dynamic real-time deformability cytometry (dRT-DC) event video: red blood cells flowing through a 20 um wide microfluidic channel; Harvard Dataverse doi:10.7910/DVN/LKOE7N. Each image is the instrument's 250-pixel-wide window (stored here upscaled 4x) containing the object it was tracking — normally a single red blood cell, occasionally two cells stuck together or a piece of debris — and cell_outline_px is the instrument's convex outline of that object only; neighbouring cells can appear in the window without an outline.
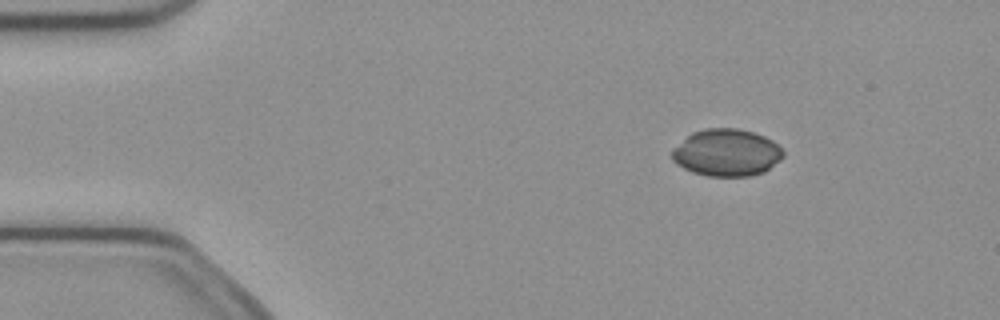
{"species": "common noctule bat (a hibernating species)", "species_latin": "Nyctalus noctula", "temperature_condition": "cold", "stored_images_in_passage": 52, "camera_frame_rate_fps": 3000, "um_per_image_px": 0.085, "animal": {"sex": "female", "body_mass_g": 21.9}, "frame": {"image": 1, "passage_image": 8, "time_ms": 2.333, "image_size_px": [1000, 320], "cell_outline_px": [[784, 156], [780, 160], [764, 172], [748, 176], [708, 176], [692, 172], [676, 164], [672, 160], [672, 148], [692, 132], [704, 128], [736, 128], [752, 132], [764, 136], [772, 140], [784, 152]], "centroid_in_image_um": [61.74, 12.97], "position_along_channel_um": 23.3, "area_um2": 30.58}}
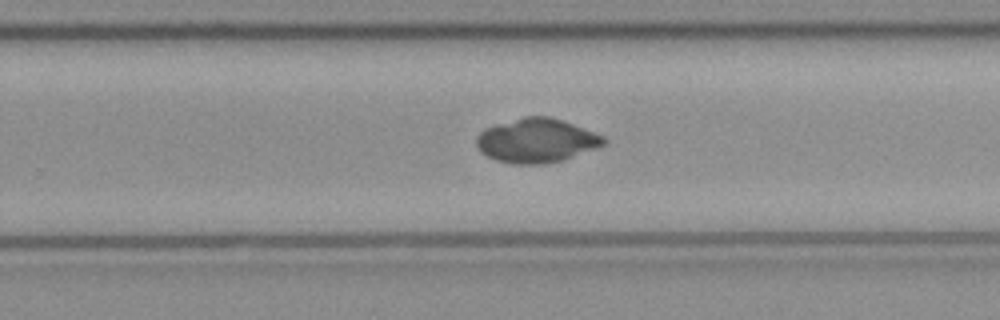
{"frame": {"image": 2, "passage_image": 33, "time_ms": 10.667, "image_size_px": [1000, 320], "cell_outline_px": [[608, 144], [564, 160], [544, 164], [512, 164], [496, 160], [480, 152], [476, 144], [476, 136], [480, 132], [488, 128], [524, 116], [548, 116], [564, 120], [604, 136], [608, 140]], "centroid_in_image_um": [45.65, 11.96], "position_along_channel_um": 284.1, "area_um2": 32.83}}
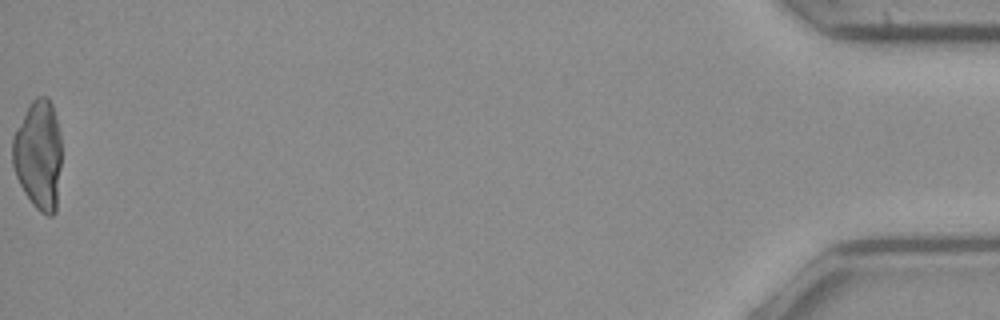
{"frame": {"image": 3, "passage_image": 52, "time_ms": 17.0, "image_size_px": [1000, 320], "cell_outline_px": [[60, 168], [56, 212], [52, 216], [48, 216], [40, 212], [32, 204], [24, 192], [16, 176], [12, 164], [12, 140], [16, 128], [32, 100], [36, 96], [48, 96], [52, 104], [60, 132]], "centroid_in_image_um": [3.26, 13.17], "position_along_channel_um": 431.9, "area_um2": 31.39}}